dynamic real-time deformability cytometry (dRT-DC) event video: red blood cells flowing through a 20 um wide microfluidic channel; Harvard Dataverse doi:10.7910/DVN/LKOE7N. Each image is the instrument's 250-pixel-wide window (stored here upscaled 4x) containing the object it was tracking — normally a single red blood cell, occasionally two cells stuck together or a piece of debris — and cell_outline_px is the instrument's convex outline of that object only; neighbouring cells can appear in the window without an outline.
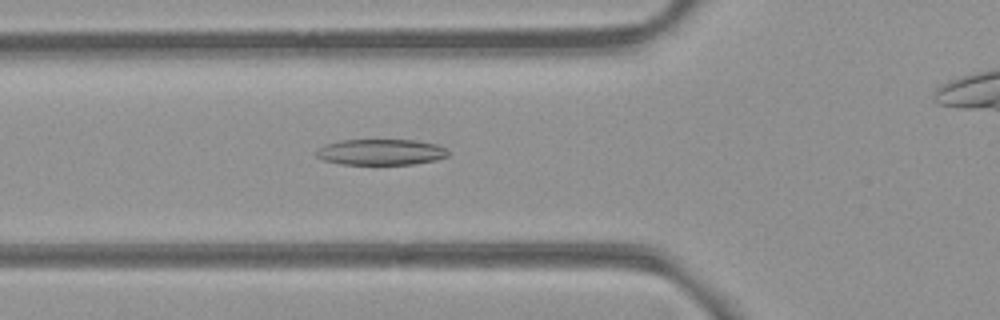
{"species": "common noctule bat (a hibernating species)", "species_latin": "Nyctalus noctula", "temperature_condition": "room temperature", "stored_images_in_passage": 45, "camera_frame_rate_fps": 3000, "um_per_image_px": 0.085, "animal": {"sex": "female", "body_mass_g": 21.9}, "frame": {"image": 1, "passage_image": 18, "time_ms": 5.667, "image_size_px": [1000, 320], "cell_outline_px": [[448, 156], [436, 160], [412, 164], [340, 164], [324, 160], [316, 156], [316, 152], [324, 144], [340, 140], [416, 140], [436, 144], [448, 148]], "centroid_in_image_um": [32.39, 12.92], "position_along_channel_um": 93.4, "area_um2": 19.94}}
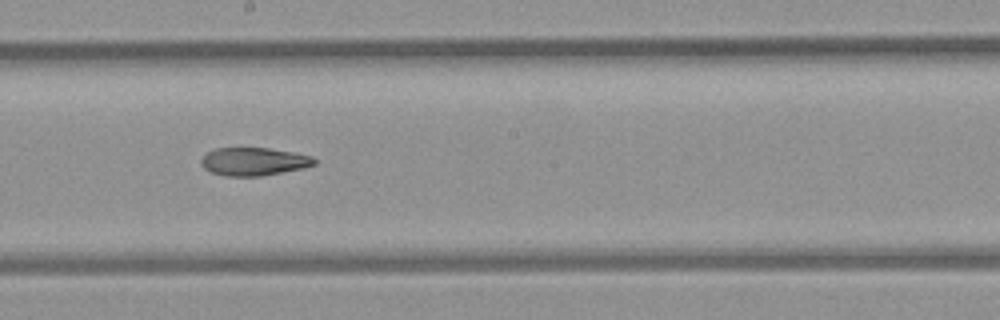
{"frame": {"image": 2, "passage_image": 28, "time_ms": 9.0, "image_size_px": [1000, 320], "cell_outline_px": [[316, 164], [304, 168], [260, 176], [228, 176], [212, 172], [204, 168], [200, 164], [200, 160], [208, 152], [216, 148], [268, 148], [292, 152], [312, 156], [316, 160]], "centroid_in_image_um": [21.58, 13.73], "position_along_channel_um": 226.6, "area_um2": 18.38}}
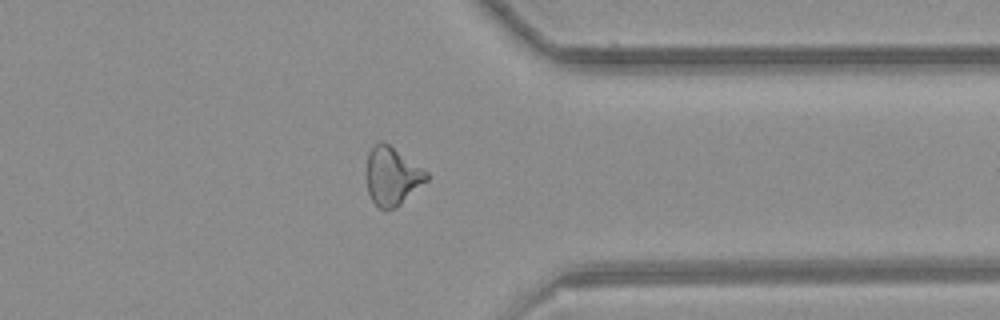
{"frame": {"image": 3, "passage_image": 40, "time_ms": 13.0, "image_size_px": [1000, 320], "cell_outline_px": [[428, 180], [396, 208], [380, 208], [372, 200], [368, 192], [364, 172], [368, 152], [380, 140], [384, 140], [428, 172]], "centroid_in_image_um": [33.29, 14.94], "position_along_channel_um": 378.1, "area_um2": 20.63}}